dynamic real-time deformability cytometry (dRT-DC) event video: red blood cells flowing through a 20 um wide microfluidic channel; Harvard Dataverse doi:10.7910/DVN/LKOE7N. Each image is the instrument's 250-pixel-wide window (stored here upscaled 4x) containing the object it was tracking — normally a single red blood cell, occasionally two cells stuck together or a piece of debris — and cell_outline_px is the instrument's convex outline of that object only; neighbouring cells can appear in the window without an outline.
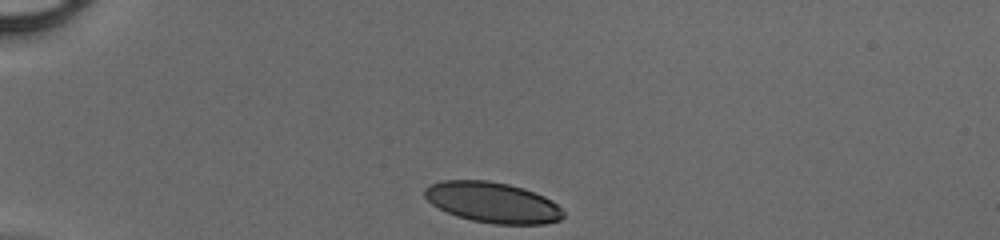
{"species": "human", "species_latin": "Homo sapiens", "temperature_condition": "cold", "stored_images_in_passage": 30, "camera_frame_rate_fps": 3000, "um_per_image_px": 0.085, "donor": {"sex": "male"}, "frame": {"image": 1, "passage_image": 1, "time_ms": 0.0, "image_size_px": [1000, 240], "cell_outline_px": [[564, 216], [560, 220], [544, 224], [496, 224], [472, 220], [456, 216], [432, 204], [424, 196], [424, 188], [428, 184], [444, 180], [488, 180], [508, 184], [524, 188], [544, 196], [552, 200], [564, 212]], "centroid_in_image_um": [41.87, 17.2], "position_along_channel_um": 43.1, "area_um2": 32.83}}
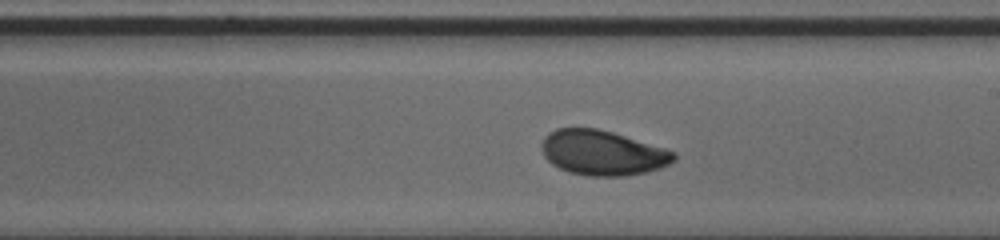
{"frame": {"image": 2, "passage_image": 18, "time_ms": 5.667, "image_size_px": [1000, 240], "cell_outline_px": [[676, 160], [660, 168], [648, 172], [624, 176], [588, 176], [568, 172], [552, 164], [544, 156], [540, 148], [544, 136], [548, 132], [556, 128], [596, 128], [612, 132], [664, 148], [676, 152]], "centroid_in_image_um": [51.19, 12.99], "position_along_channel_um": 237.8, "area_um2": 34.74}}
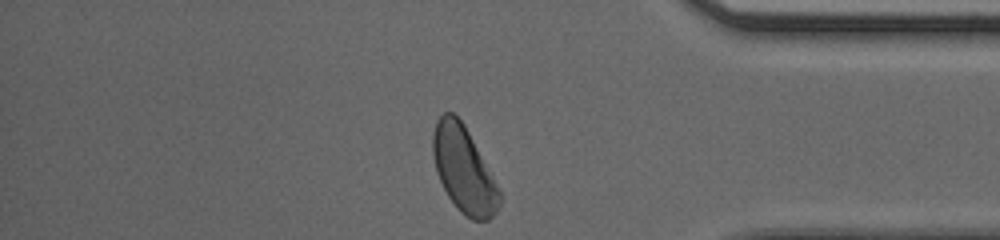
{"frame": {"image": 3, "passage_image": 30, "time_ms": 9.667, "image_size_px": [1000, 240], "cell_outline_px": [[500, 204], [496, 212], [488, 220], [472, 220], [464, 216], [456, 208], [448, 196], [436, 172], [432, 152], [432, 132], [436, 120], [444, 112], [452, 112], [464, 124], [496, 184], [500, 192]], "centroid_in_image_um": [39.38, 14.42], "position_along_channel_um": 395.8, "area_um2": 33.0}}